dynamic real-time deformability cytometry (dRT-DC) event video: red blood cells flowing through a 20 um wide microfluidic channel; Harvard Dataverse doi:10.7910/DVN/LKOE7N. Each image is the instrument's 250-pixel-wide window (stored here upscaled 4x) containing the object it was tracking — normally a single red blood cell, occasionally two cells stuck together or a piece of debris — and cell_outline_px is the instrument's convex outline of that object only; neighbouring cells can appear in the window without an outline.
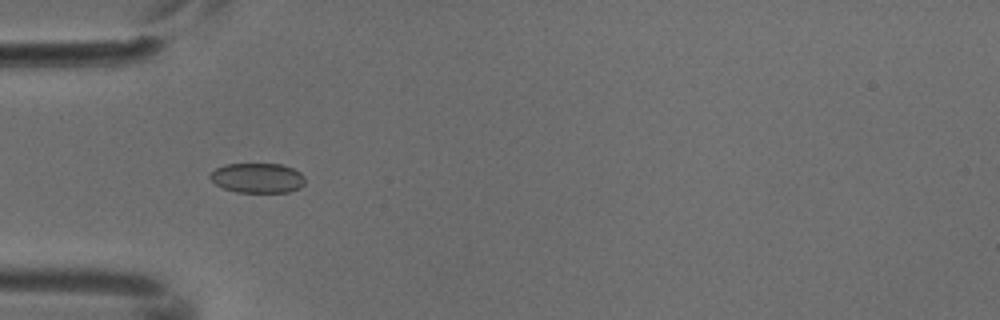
{"species": "common noctule bat (a hibernating species)", "species_latin": "Nyctalus noctula", "temperature_condition": "cold", "stored_images_in_passage": 4, "camera_frame_rate_fps": 3000, "um_per_image_px": 0.085, "animal": {"sex": "male", "body_mass_g": 18.8}, "frame": {"image": 1, "passage_image": 4, "time_ms": 1.0, "image_size_px": [1000, 320], "cell_outline_px": [[304, 184], [300, 188], [288, 192], [236, 192], [224, 188], [216, 184], [208, 176], [216, 168], [224, 164], [280, 164], [292, 168], [300, 172], [304, 176]], "centroid_in_image_um": [21.89, 15.13], "position_along_channel_um": 63.1, "area_um2": 16.47}}